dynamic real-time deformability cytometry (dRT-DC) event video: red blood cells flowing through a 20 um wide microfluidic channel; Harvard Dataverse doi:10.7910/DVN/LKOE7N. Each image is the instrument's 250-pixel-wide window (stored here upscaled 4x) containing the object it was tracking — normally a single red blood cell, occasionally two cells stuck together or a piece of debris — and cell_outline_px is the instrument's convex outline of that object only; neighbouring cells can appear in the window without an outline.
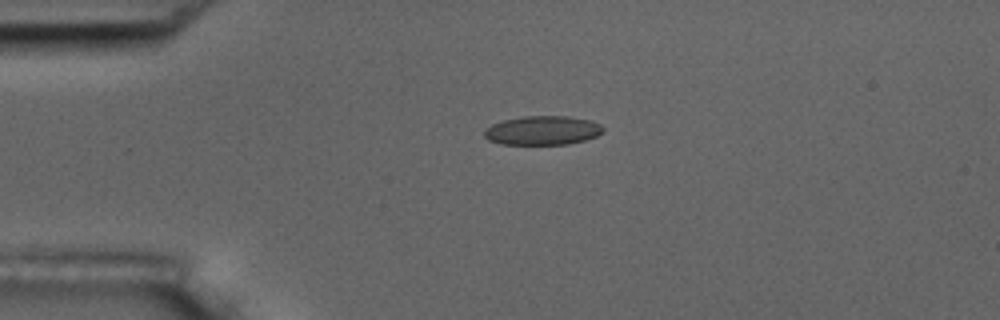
{"species": "common noctule bat (a hibernating species)", "species_latin": "Nyctalus noctula", "temperature_condition": "room temperature", "stored_images_in_passage": 3, "camera_frame_rate_fps": 3000, "um_per_image_px": 0.085, "animal": {"sex": "male", "body_mass_g": 17.5, "forearm_length_mm": 52.3}, "frame": {"image": 1, "passage_image": 1, "time_ms": 0.0, "image_size_px": [1000, 320], "cell_outline_px": [[604, 132], [596, 136], [584, 140], [568, 144], [500, 144], [488, 140], [484, 136], [484, 128], [492, 124], [504, 120], [524, 116], [568, 116], [588, 120], [600, 124], [604, 128]], "centroid_in_image_um": [46.1, 11.09], "position_along_channel_um": 38.9, "area_um2": 20.11}}